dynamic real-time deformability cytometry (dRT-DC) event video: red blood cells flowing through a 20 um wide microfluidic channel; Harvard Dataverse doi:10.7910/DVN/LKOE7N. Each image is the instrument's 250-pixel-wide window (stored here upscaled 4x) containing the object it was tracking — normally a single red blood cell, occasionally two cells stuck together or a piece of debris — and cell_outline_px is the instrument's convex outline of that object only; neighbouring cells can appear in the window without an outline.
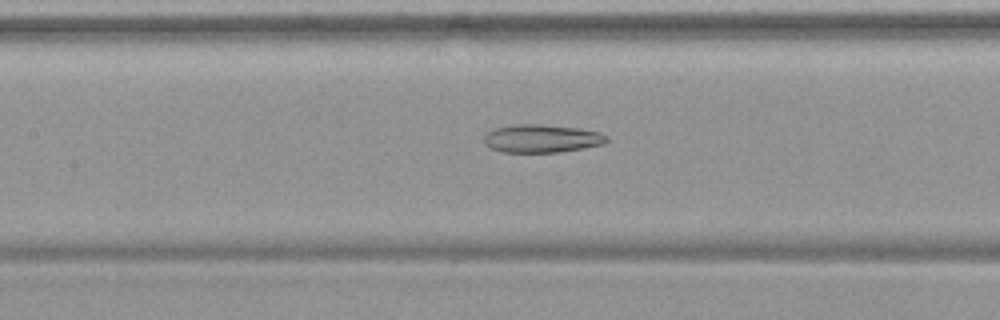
{"species": "common noctule bat (a hibernating species)", "species_latin": "Nyctalus noctula", "temperature_condition": "warm", "stored_images_in_passage": 53, "camera_frame_rate_fps": 3000, "um_per_image_px": 0.085, "animal": {"sex": "female", "body_mass_g": 19.9}, "frame": {"image": 1, "passage_image": 25, "time_ms": 8.0, "image_size_px": [1000, 320], "cell_outline_px": [[608, 140], [604, 144], [584, 148], [560, 152], [500, 152], [484, 144], [484, 136], [488, 132], [496, 128], [512, 124], [540, 124], [580, 128], [600, 132], [608, 136]], "centroid_in_image_um": [46.06, 11.77], "position_along_channel_um": 161.3, "area_um2": 20.23}}
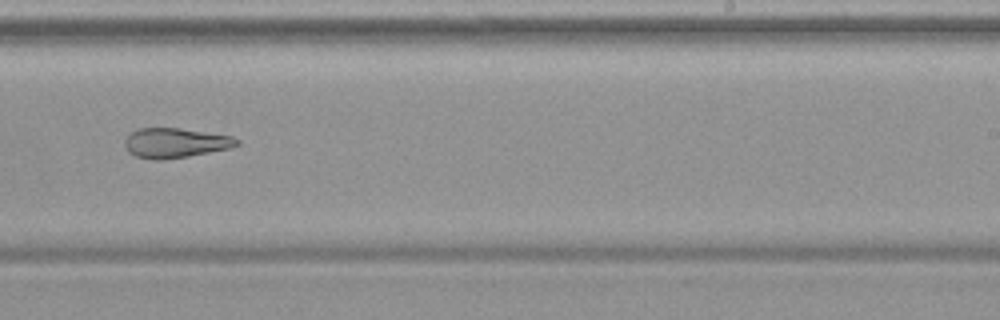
{"frame": {"image": 2, "passage_image": 34, "time_ms": 11.0, "image_size_px": [1000, 320], "cell_outline_px": [[240, 144], [232, 148], [188, 156], [160, 160], [152, 160], [136, 156], [128, 152], [124, 144], [124, 140], [136, 128], [180, 128], [232, 136], [240, 140]], "centroid_in_image_um": [14.91, 12.15], "position_along_channel_um": 274.1, "area_um2": 19.54}}
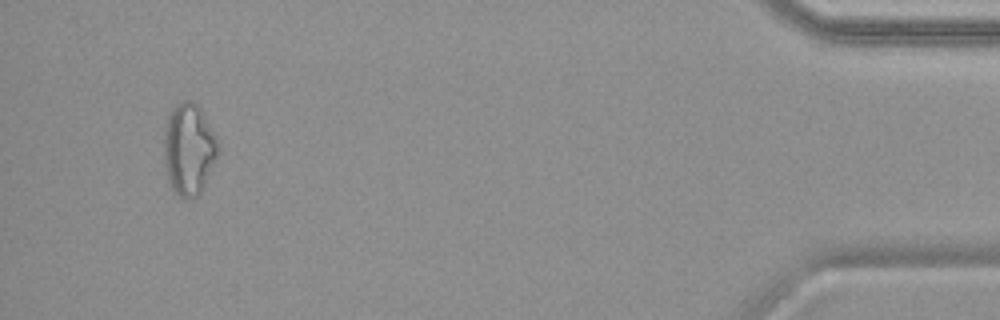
{"frame": {"image": 3, "passage_image": 51, "time_ms": 16.667, "image_size_px": [1000, 320], "cell_outline_px": [[220, 152], [204, 188], [200, 196], [188, 200], [184, 200], [168, 184], [164, 164], [164, 128], [168, 116], [172, 108], [180, 100], [192, 100], [200, 108], [216, 136]], "centroid_in_image_um": [16.06, 12.72], "position_along_channel_um": 419.1, "area_um2": 29.65}, "authors_computed_cell_mechanics": {"area_um2": 25.6632, "velocity_mm_per_s": 3.7749, "shape_relaxation_time_tau1_ms": null, "shape_relaxation_time_tau2_ms": 7.2376, "deformation_change_tau1": null, "deformation_change_tau2": 0.1956}}